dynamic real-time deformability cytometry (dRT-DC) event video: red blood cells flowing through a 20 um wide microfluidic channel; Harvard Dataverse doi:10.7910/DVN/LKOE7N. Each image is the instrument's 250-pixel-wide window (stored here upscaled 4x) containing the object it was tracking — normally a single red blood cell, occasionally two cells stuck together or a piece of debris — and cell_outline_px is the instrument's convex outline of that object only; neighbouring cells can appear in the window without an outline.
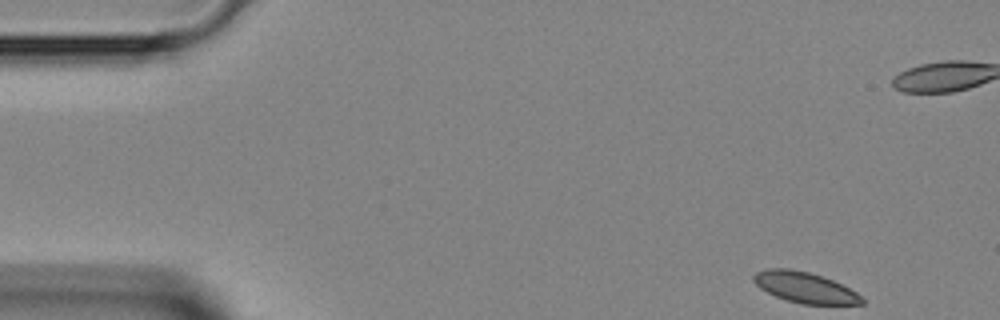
{"species": "Egyptian fruit bat (a non-hibernating species)", "species_latin": "Rousettus aegyptiacus", "temperature_condition": "room temperature", "stored_images_in_passage": 43, "camera_frame_rate_fps": 3000, "um_per_image_px": 0.085, "animal": {"sex": "female"}, "frame": {"image": 1, "passage_image": 1, "time_ms": 0.0, "image_size_px": [1000, 320], "cell_outline_px": [[864, 304], [804, 304], [788, 300], [776, 296], [760, 288], [752, 280], [752, 276], [756, 272], [768, 268], [792, 268], [824, 276], [856, 292], [864, 300]], "centroid_in_image_um": [68.39, 24.41], "position_along_channel_um": 16.6, "area_um2": 19.25}}
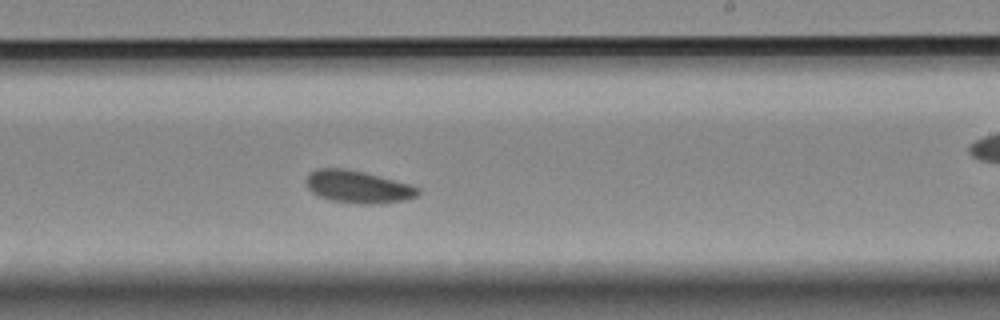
{"frame": {"image": 2, "passage_image": 24, "time_ms": 7.667, "image_size_px": [1000, 320], "cell_outline_px": [[420, 192], [416, 196], [404, 200], [372, 204], [360, 204], [332, 200], [320, 196], [312, 192], [308, 188], [308, 172], [316, 168], [344, 168], [364, 172], [408, 184], [420, 188]], "centroid_in_image_um": [30.41, 15.87], "position_along_channel_um": 258.6, "area_um2": 20.81}}
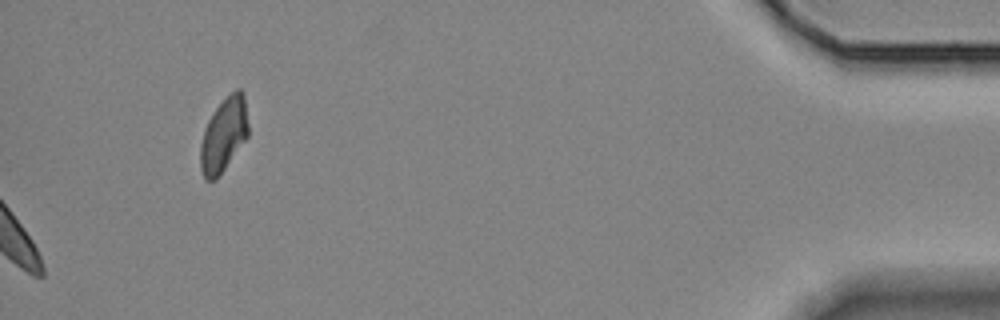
{"frame": {"image": 3, "passage_image": 43, "time_ms": 14.0, "image_size_px": [1000, 320], "cell_outline_px": [[248, 136], [216, 180], [204, 180], [200, 168], [200, 144], [208, 120], [216, 108], [236, 88], [240, 88], [244, 92], [248, 124]], "centroid_in_image_um": [19.02, 11.48], "position_along_channel_um": 416.2, "area_um2": 20.52}}